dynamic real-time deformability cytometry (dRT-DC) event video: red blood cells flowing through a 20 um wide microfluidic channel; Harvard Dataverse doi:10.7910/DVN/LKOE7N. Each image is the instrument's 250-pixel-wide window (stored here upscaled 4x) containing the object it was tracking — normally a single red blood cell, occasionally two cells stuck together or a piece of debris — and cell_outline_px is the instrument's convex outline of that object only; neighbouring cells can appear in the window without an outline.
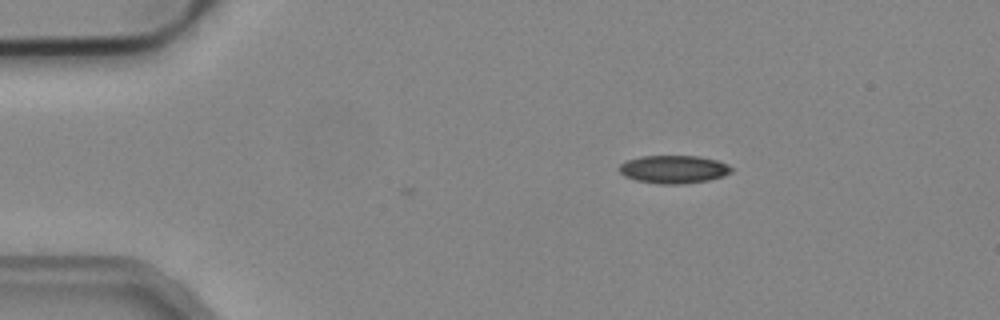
{"species": "common noctule bat (a hibernating species)", "species_latin": "Nyctalus noctula", "temperature_condition": "cold", "stored_images_in_passage": 3, "camera_frame_rate_fps": 3000, "um_per_image_px": 0.085, "animal": {"sex": "male", "body_mass_g": 19.2, "forearm_length_mm": 51.8}, "frame": {"image": 1, "passage_image": 3, "time_ms": 0.667, "image_size_px": [1000, 320], "cell_outline_px": [[732, 172], [724, 176], [708, 180], [684, 184], [660, 184], [636, 180], [624, 176], [616, 168], [620, 164], [628, 160], [640, 156], [700, 156], [716, 160], [728, 164], [732, 168]], "centroid_in_image_um": [57.25, 14.39], "position_along_channel_um": 27.7, "area_um2": 18.44}}